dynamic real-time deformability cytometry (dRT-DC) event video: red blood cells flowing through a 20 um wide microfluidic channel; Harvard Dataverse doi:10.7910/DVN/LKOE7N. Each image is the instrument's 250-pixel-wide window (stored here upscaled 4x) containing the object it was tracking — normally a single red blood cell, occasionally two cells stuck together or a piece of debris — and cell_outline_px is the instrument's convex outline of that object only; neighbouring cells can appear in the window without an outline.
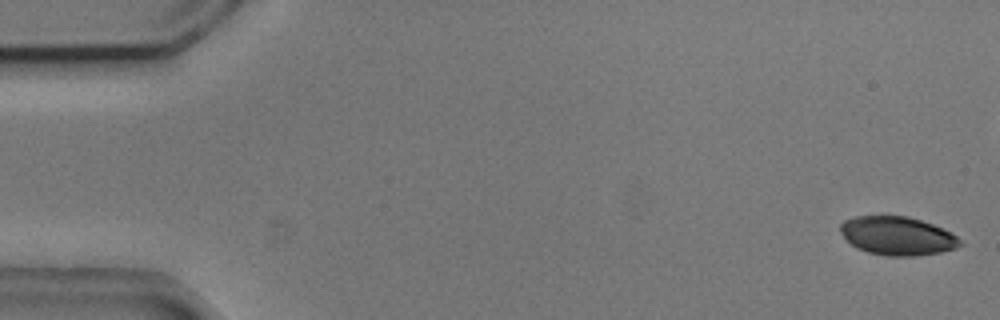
{"species": "common noctule bat (a hibernating species)", "species_latin": "Nyctalus noctula", "temperature_condition": "cold", "stored_images_in_passage": 6, "camera_frame_rate_fps": 3000, "um_per_image_px": 0.085, "animal": {"sex": "male", "body_mass_g": 20.5, "forearm_length_mm": 52.5}, "frame": {"image": 1, "passage_image": 1, "time_ms": 0.0, "image_size_px": [1000, 320], "cell_outline_px": [[964, 244], [956, 248], [940, 252], [912, 256], [888, 256], [868, 252], [856, 248], [840, 232], [840, 224], [844, 220], [856, 216], [908, 216], [932, 224], [952, 232]], "centroid_in_image_um": [76.29, 20.05], "position_along_channel_um": 8.7, "area_um2": 26.82}}